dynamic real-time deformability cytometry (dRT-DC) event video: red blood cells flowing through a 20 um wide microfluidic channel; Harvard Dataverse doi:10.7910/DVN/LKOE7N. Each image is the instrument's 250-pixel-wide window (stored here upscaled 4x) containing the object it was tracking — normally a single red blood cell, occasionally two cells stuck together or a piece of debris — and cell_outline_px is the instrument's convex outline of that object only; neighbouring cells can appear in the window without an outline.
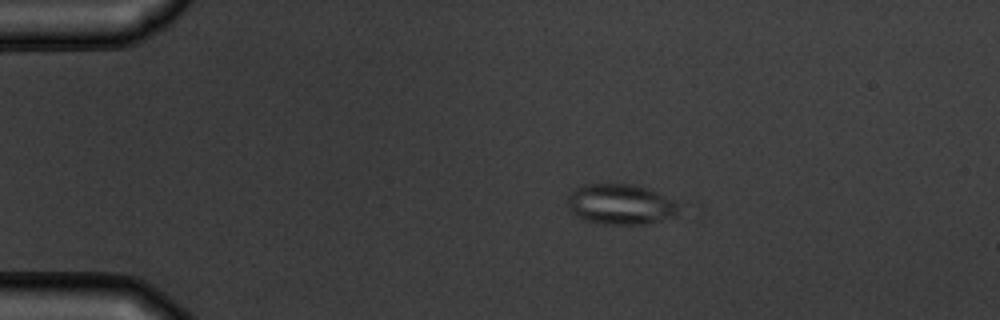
{"species": "common noctule bat (a hibernating species)", "species_latin": "Nyctalus noctula", "temperature_condition": "warm", "stored_images_in_passage": 4, "camera_frame_rate_fps": 3000, "um_per_image_px": 0.085, "animal": {"sex": "male", "body_mass_g": 19.5, "forearm_length_mm": 54.6}, "frame": {"image": 1, "passage_image": 3, "time_ms": 2.333, "image_size_px": [1000, 320], "cell_outline_px": [[680, 204], [676, 216], [644, 224], [604, 224], [584, 220], [576, 216], [568, 208], [568, 196], [572, 188], [584, 184], [632, 184], [648, 188], [676, 200]], "centroid_in_image_um": [52.74, 17.35], "position_along_channel_um": 32.3, "area_um2": 26.53}}